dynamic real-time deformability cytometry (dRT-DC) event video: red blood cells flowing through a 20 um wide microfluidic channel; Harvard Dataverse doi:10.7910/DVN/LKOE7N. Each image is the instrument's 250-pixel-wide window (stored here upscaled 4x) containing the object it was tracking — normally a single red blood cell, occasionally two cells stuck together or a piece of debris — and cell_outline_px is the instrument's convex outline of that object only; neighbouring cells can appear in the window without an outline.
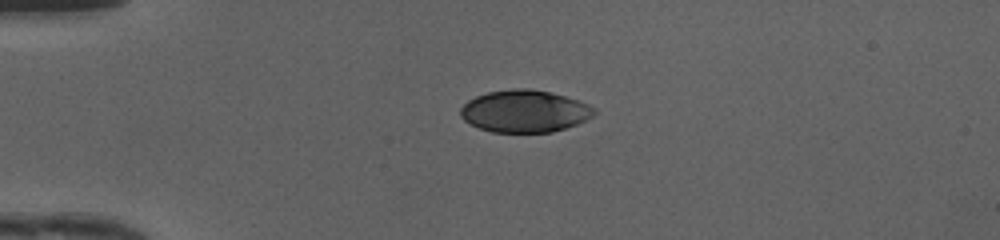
{"species": "human", "species_latin": "Homo sapiens", "temperature_condition": "cold", "stored_images_in_passage": 38, "camera_frame_rate_fps": 3000, "um_per_image_px": 0.085, "donor": {"sex": "female"}, "frame": {"image": 1, "passage_image": 1, "time_ms": 0.0, "image_size_px": [1000, 240], "cell_outline_px": [[596, 112], [592, 116], [576, 124], [552, 132], [492, 132], [480, 128], [464, 120], [460, 116], [460, 108], [468, 100], [476, 96], [488, 92], [512, 88], [528, 88], [548, 92], [564, 96], [588, 104], [596, 108]], "centroid_in_image_um": [44.57, 9.45], "position_along_channel_um": 40.4, "area_um2": 32.66}}
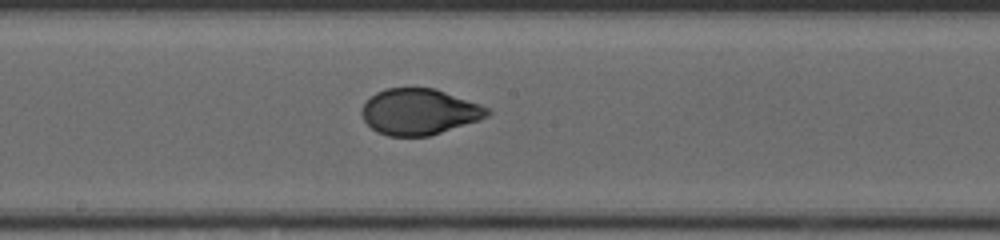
{"frame": {"image": 2, "passage_image": 16, "time_ms": 5.0, "image_size_px": [1000, 240], "cell_outline_px": [[492, 112], [488, 116], [480, 120], [428, 136], [388, 136], [376, 132], [364, 120], [360, 112], [364, 104], [376, 92], [388, 88], [436, 88], [480, 104], [488, 108]], "centroid_in_image_um": [35.65, 9.5], "position_along_channel_um": 212.6, "area_um2": 33.64}}
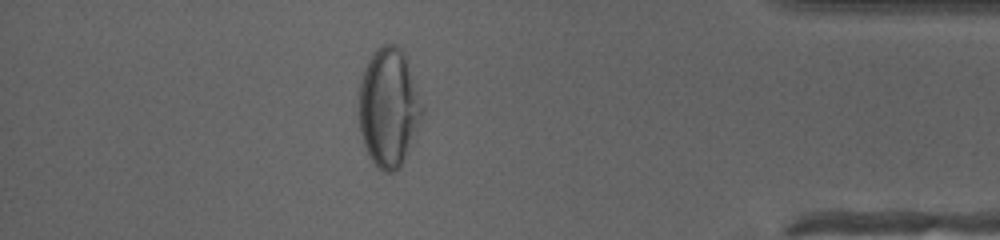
{"frame": {"image": 3, "passage_image": 32, "time_ms": 10.333, "image_size_px": [1000, 240], "cell_outline_px": [[424, 112], [404, 160], [400, 168], [396, 172], [384, 172], [376, 168], [368, 156], [360, 132], [360, 80], [364, 68], [372, 52], [380, 44], [396, 44], [404, 52], [424, 108]], "centroid_in_image_um": [33.04, 9.14], "position_along_channel_um": 402.2, "area_um2": 43.93}, "authors_computed_cell_mechanics": {"area_um2": 34.6222, "velocity_mm_per_s": 4.194, "shape_relaxation_time_tau1_ms": 6.1447, "shape_relaxation_time_tau2_ms": null, "deformation_change_tau1": 0.2167, "deformation_change_tau2": null}}